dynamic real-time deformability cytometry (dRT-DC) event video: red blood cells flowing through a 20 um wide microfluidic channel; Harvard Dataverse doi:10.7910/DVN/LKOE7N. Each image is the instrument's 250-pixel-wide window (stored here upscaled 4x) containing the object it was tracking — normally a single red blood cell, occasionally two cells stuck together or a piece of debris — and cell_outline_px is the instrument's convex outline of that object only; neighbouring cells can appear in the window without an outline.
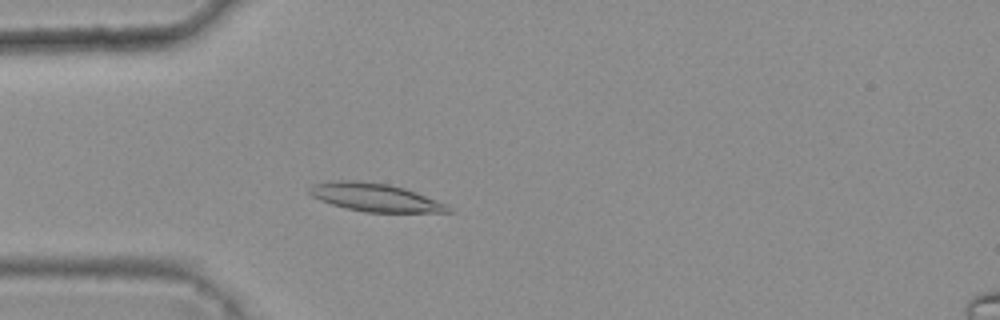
{"species": "common noctule bat (a hibernating species)", "species_latin": "Nyctalus noctula", "temperature_condition": "warm", "stored_images_in_passage": 32, "camera_frame_rate_fps": 3000, "um_per_image_px": 0.085, "animal": {"sex": "female", "body_mass_g": 25.1}, "frame": {"image": 1, "passage_image": 3, "time_ms": 0.667, "image_size_px": [1000, 320], "cell_outline_px": [[456, 212], [364, 212], [332, 204], [320, 200], [312, 196], [308, 192], [308, 188], [312, 184], [336, 180], [360, 180], [388, 184], [404, 188], [416, 192], [448, 204]], "centroid_in_image_um": [31.9, 16.77], "position_along_channel_um": 53.1, "area_um2": 22.83}}
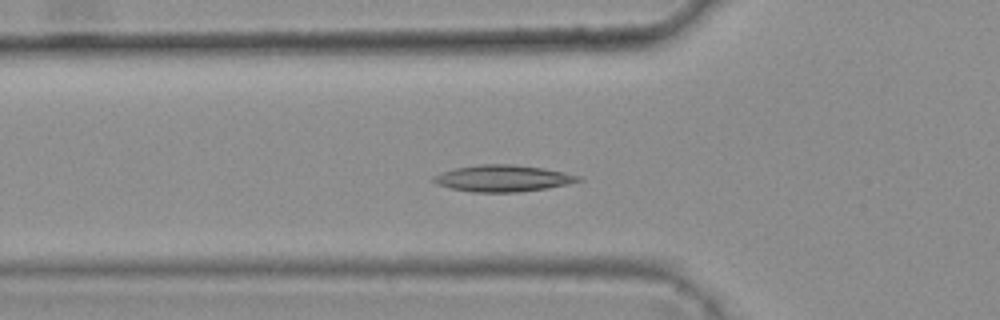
{"frame": {"image": 2, "passage_image": 6, "time_ms": 1.667, "image_size_px": [1000, 320], "cell_outline_px": [[584, 180], [568, 184], [548, 188], [516, 192], [472, 192], [452, 188], [436, 184], [432, 180], [432, 176], [440, 172], [456, 168], [480, 164], [512, 164], [544, 168], [564, 172], [580, 176]], "centroid_in_image_um": [42.75, 15.15], "position_along_channel_um": 83.1, "area_um2": 22.48}}
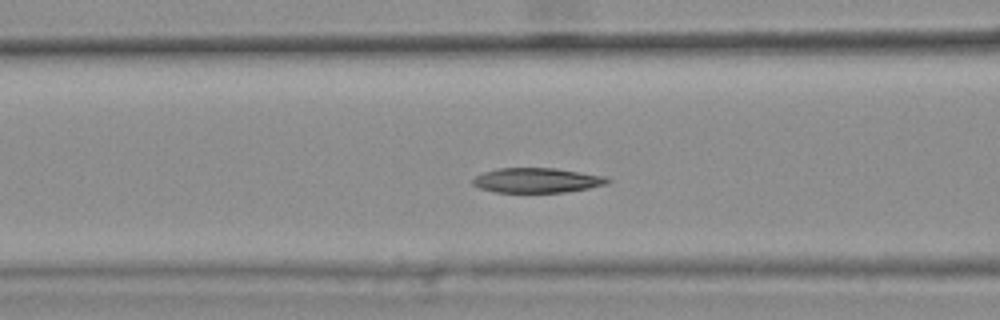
{"frame": {"image": 3, "passage_image": 9, "time_ms": 2.667, "image_size_px": [1000, 320], "cell_outline_px": [[612, 180], [608, 184], [588, 188], [564, 192], [496, 192], [480, 188], [472, 184], [472, 180], [476, 176], [484, 172], [496, 168], [556, 168], [604, 176]], "centroid_in_image_um": [45.64, 15.32], "position_along_channel_um": 121.0, "area_um2": 19.42}, "authors_computed_cell_mechanics": {"area_um2": 20.1433, "velocity_mm_per_s": 3.7727, "shape_relaxation_time_tau1_ms": 9.746, "shape_relaxation_time_tau2_ms": null, "deformation_change_tau1": 0.1883, "deformation_change_tau2": null}}